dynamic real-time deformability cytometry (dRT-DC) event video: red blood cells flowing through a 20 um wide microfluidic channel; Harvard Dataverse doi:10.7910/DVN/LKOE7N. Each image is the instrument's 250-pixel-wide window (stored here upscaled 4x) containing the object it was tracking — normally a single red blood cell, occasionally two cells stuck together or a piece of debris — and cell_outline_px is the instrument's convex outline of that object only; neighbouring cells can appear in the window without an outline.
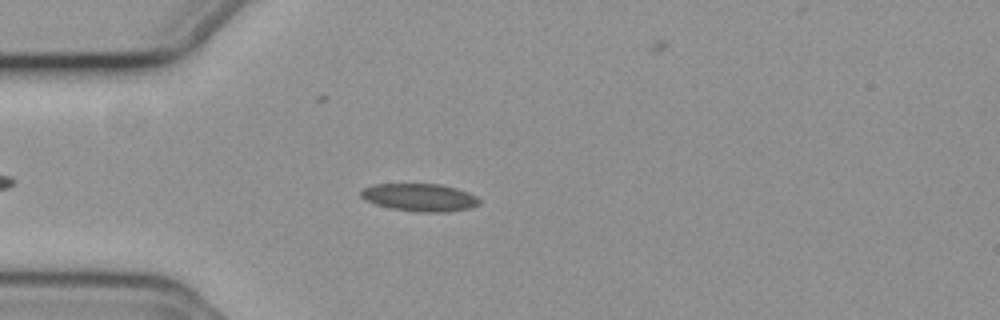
{"species": "common noctule bat (a hibernating species)", "species_latin": "Nyctalus noctula", "temperature_condition": "cold", "stored_images_in_passage": 48, "camera_frame_rate_fps": 3000, "um_per_image_px": 0.085, "animal": {"sex": "female", "body_mass_g": 19.3, "forearm_length_mm": 54.1}, "frame": {"image": 1, "passage_image": 8, "time_ms": 2.333, "image_size_px": [1000, 320], "cell_outline_px": [[480, 204], [472, 208], [448, 212], [416, 212], [388, 208], [364, 200], [360, 196], [360, 192], [364, 188], [372, 184], [440, 184], [456, 188], [468, 192], [476, 196], [480, 200]], "centroid_in_image_um": [35.68, 16.79], "position_along_channel_um": 49.3, "area_um2": 19.36}}
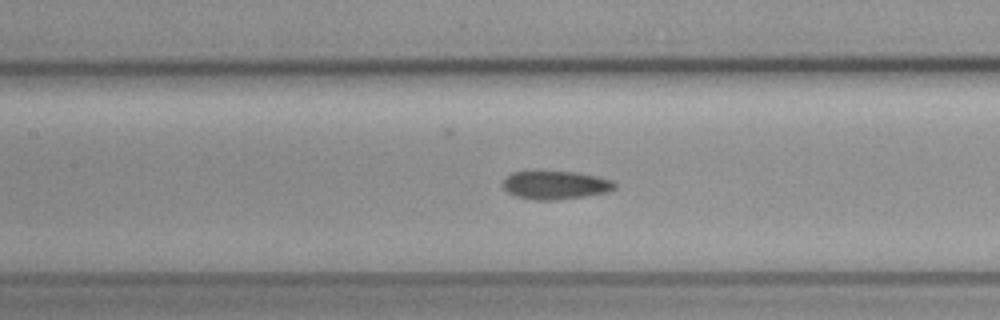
{"frame": {"image": 2, "passage_image": 18, "time_ms": 5.667, "image_size_px": [1000, 320], "cell_outline_px": [[616, 188], [608, 192], [584, 196], [556, 200], [532, 200], [516, 196], [508, 192], [504, 188], [504, 180], [512, 172], [576, 172], [616, 180]], "centroid_in_image_um": [47.27, 15.74], "position_along_channel_um": 160.1, "area_um2": 18.38}}
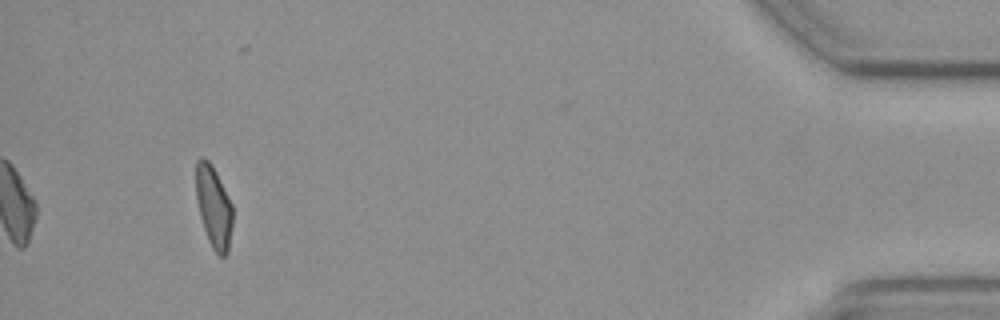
{"frame": {"image": 3, "passage_image": 45, "time_ms": 14.667, "image_size_px": [1000, 320], "cell_outline_px": [[232, 224], [228, 252], [224, 256], [220, 256], [212, 248], [208, 240], [200, 216], [196, 200], [196, 160], [200, 156], [204, 156], [212, 164], [232, 204]], "centroid_in_image_um": [18.15, 17.55], "position_along_channel_um": 417.1, "area_um2": 17.51}, "authors_computed_cell_mechanics": {"area_um2": 18.3804, "velocity_mm_per_s": 3.7147, "shape_relaxation_time_tau1_ms": null, "shape_relaxation_time_tau2_ms": 9.9536, "deformation_change_tau1": null, "deformation_change_tau2": 0.1776}}